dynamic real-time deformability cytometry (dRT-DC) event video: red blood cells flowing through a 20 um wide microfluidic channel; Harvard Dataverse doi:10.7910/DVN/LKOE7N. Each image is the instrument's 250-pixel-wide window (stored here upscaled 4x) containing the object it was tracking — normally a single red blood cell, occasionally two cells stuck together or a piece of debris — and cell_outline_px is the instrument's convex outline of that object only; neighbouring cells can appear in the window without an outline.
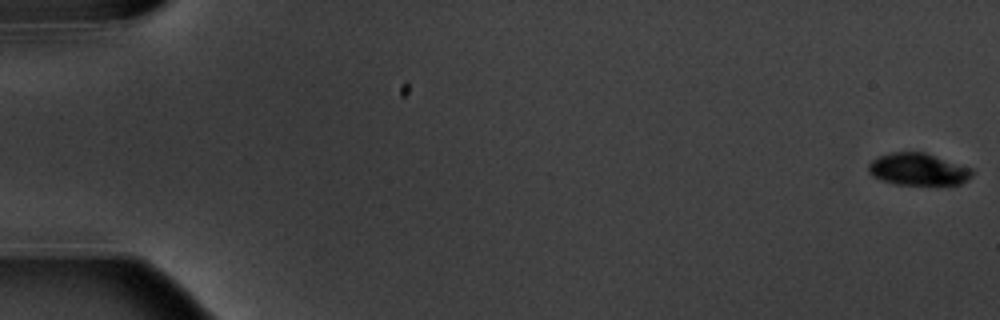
{"species": "common noctule bat (a hibernating species)", "species_latin": "Nyctalus noctula", "temperature_condition": "warm", "stored_images_in_passage": 5, "camera_frame_rate_fps": 3000, "um_per_image_px": 0.085, "animal": {"sex": "male", "body_mass_g": 20.1, "forearm_length_mm": 53.5}, "frame": {"image": 1, "passage_image": 1, "time_ms": 0.0, "image_size_px": [1000, 320], "cell_outline_px": [[976, 172], [968, 180], [960, 184], [892, 184], [880, 180], [872, 176], [868, 172], [868, 164], [872, 160], [880, 156], [892, 152], [924, 152], [972, 168]], "centroid_in_image_um": [78.05, 14.39], "position_along_channel_um": 7.0, "area_um2": 19.48}}
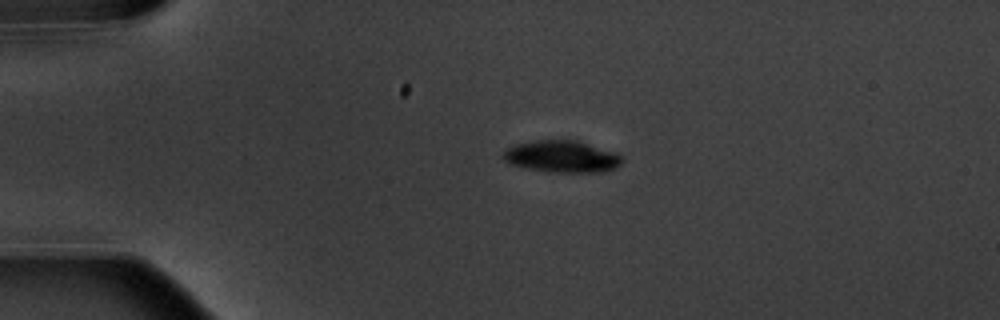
{"frame": {"image": 2, "passage_image": 4, "time_ms": 4.333, "image_size_px": [1000, 320], "cell_outline_px": [[624, 160], [616, 168], [604, 172], [556, 172], [528, 168], [512, 164], [504, 160], [500, 156], [508, 148], [516, 144], [536, 140], [580, 140], [624, 156]], "centroid_in_image_um": [47.8, 13.3], "position_along_channel_um": 37.2, "area_um2": 22.08}}